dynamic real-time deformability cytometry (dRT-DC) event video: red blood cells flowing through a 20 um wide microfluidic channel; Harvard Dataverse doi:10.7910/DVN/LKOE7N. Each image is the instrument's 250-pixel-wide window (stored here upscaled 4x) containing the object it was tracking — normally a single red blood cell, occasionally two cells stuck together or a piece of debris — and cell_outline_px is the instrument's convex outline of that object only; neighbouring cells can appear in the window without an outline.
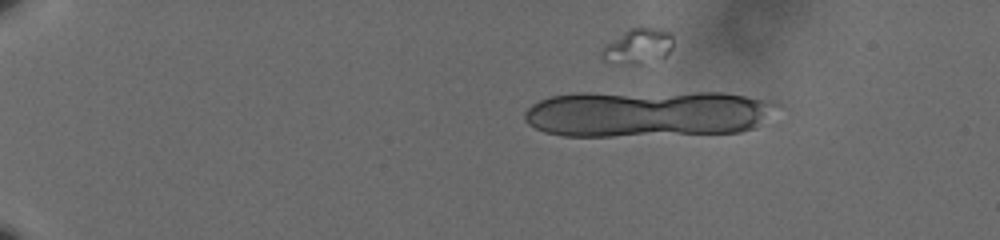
{"species": "human", "species_latin": "Homo sapiens", "temperature_condition": "cold", "stored_images_in_passage": 19, "camera_frame_rate_fps": 3000, "um_per_image_px": 0.085, "donor": {"sex": "male"}, "frame": {"image": 1, "passage_image": 11, "time_ms": 3.333, "image_size_px": [1000, 240], "cell_outline_px": [[784, 104], [756, 128], [740, 132], [612, 136], [564, 136], [544, 132], [528, 124], [524, 120], [524, 112], [532, 104], [540, 100], [552, 96], [572, 92], [724, 92]], "centroid_in_image_um": [55.04, 9.64], "position_along_channel_um": 30.0, "area_um2": 69.53}}